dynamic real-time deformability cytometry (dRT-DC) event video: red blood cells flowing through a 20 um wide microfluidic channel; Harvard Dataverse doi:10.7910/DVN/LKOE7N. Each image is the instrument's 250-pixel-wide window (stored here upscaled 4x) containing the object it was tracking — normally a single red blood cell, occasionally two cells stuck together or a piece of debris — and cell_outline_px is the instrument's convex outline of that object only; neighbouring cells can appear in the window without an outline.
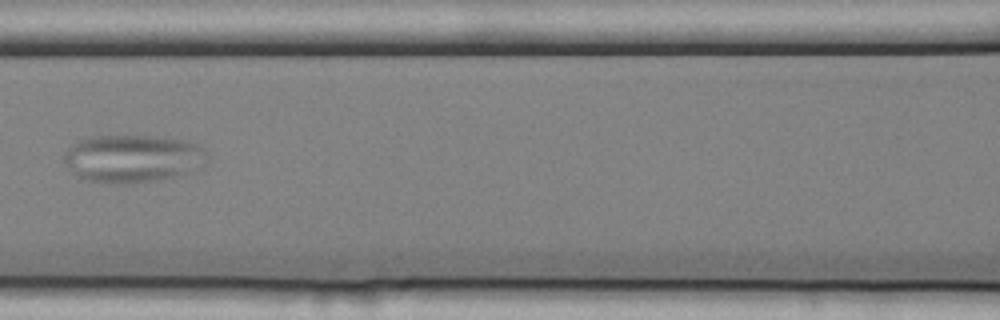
{"species": "common noctule bat (a hibernating species)", "species_latin": "Nyctalus noctula", "temperature_condition": "cold", "stored_images_in_passage": 8, "camera_frame_rate_fps": 3000, "um_per_image_px": 0.085, "animal": {"sex": "female", "body_mass_g": 25.1}, "frame": {"image": 1, "passage_image": 8, "time_ms": 2.333, "image_size_px": [1000, 320], "cell_outline_px": [[208, 156], [176, 176], [156, 180], [124, 184], [120, 184], [84, 180], [76, 176], [64, 160], [64, 156], [68, 148], [72, 144], [80, 140], [96, 136], [156, 136], [184, 140], [200, 144], [204, 148]], "centroid_in_image_um": [11.2, 13.46], "position_along_channel_um": 155.4, "area_um2": 39.02}}